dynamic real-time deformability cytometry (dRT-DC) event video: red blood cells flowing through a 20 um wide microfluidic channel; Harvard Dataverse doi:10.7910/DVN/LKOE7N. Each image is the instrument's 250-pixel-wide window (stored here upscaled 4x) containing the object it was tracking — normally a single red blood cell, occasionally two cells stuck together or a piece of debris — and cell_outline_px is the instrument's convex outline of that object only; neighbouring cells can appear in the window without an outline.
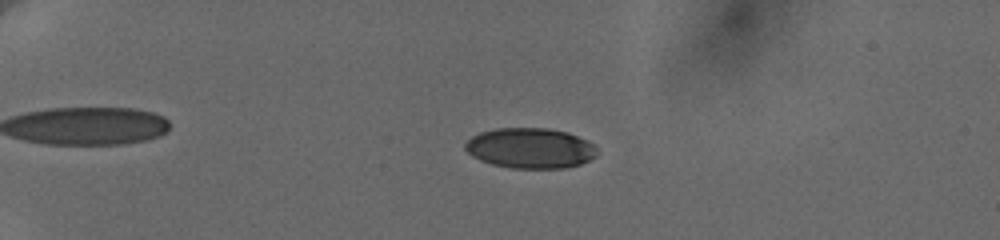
{"species": "human", "species_latin": "Homo sapiens", "temperature_condition": "cold", "stored_images_in_passage": 24, "camera_frame_rate_fps": 3000, "um_per_image_px": 0.085, "donor": {"sex": "female"}, "frame": {"image": 1, "passage_image": 14, "time_ms": 5.333, "image_size_px": [1000, 240], "cell_outline_px": [[596, 156], [580, 164], [564, 168], [512, 168], [492, 164], [480, 160], [472, 156], [464, 148], [464, 144], [472, 136], [480, 132], [496, 128], [548, 128], [568, 132], [588, 140], [596, 144]], "centroid_in_image_um": [45.08, 12.58], "position_along_channel_um": 39.9, "area_um2": 31.15}}
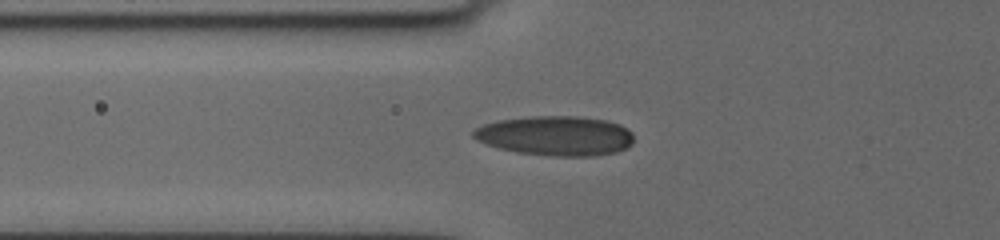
{"frame": {"image": 2, "passage_image": 20, "time_ms": 8.333, "image_size_px": [1000, 240], "cell_outline_px": [[632, 144], [616, 152], [592, 156], [552, 156], [516, 152], [484, 144], [476, 140], [472, 136], [472, 132], [476, 128], [484, 124], [496, 120], [532, 116], [580, 116], [608, 120], [620, 124], [632, 132]], "centroid_in_image_um": [47.21, 11.53], "position_along_channel_um": 78.6, "area_um2": 37.28}}
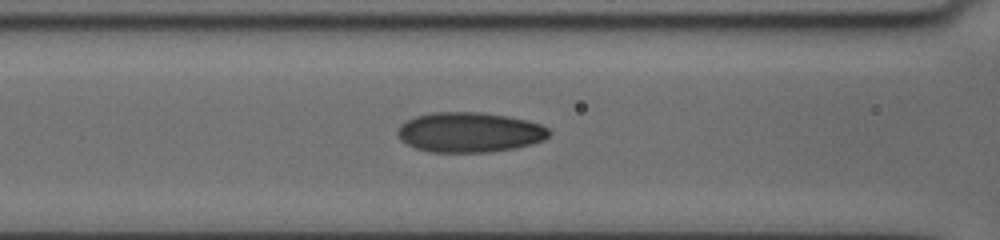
{"frame": {"image": 3, "passage_image": 23, "time_ms": 9.667, "image_size_px": [1000, 240], "cell_outline_px": [[548, 136], [544, 140], [532, 144], [512, 148], [488, 152], [428, 152], [416, 148], [400, 140], [396, 132], [400, 124], [416, 116], [432, 112], [480, 112], [508, 116], [540, 124], [548, 128]], "centroid_in_image_um": [39.87, 11.24], "position_along_channel_um": 126.7, "area_um2": 35.2}}